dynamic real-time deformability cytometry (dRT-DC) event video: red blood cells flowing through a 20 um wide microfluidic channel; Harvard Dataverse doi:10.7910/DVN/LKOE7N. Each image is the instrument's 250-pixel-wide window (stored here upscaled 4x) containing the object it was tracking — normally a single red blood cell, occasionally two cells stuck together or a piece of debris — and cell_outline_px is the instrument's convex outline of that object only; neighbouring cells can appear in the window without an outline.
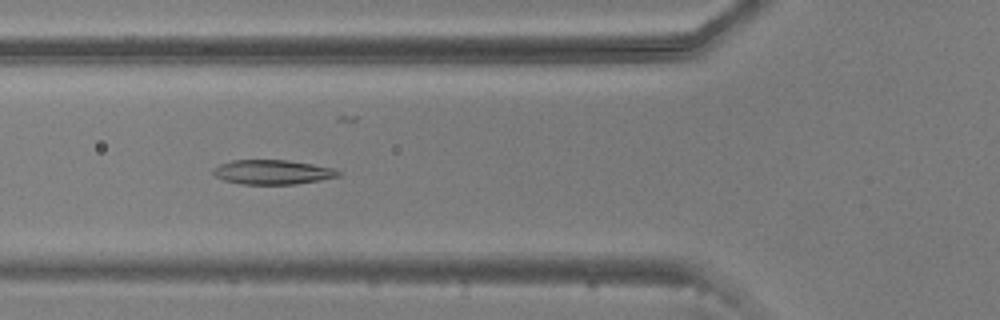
{"species": "common noctule bat (a hibernating species)", "species_latin": "Nyctalus noctula", "temperature_condition": "warm", "stored_images_in_passage": 12, "camera_frame_rate_fps": 3000, "um_per_image_px": 0.085, "animal": {"sex": "male", "body_mass_g": 20.5, "forearm_length_mm": 52.5}, "frame": {"image": 1, "passage_image": 5, "time_ms": 1.333, "image_size_px": [1000, 320], "cell_outline_px": [[340, 176], [320, 180], [296, 184], [240, 184], [224, 180], [216, 176], [212, 172], [220, 164], [232, 160], [288, 160], [312, 164], [332, 168], [340, 172]], "centroid_in_image_um": [23.17, 14.63], "position_along_channel_um": 102.6, "area_um2": 17.69}}
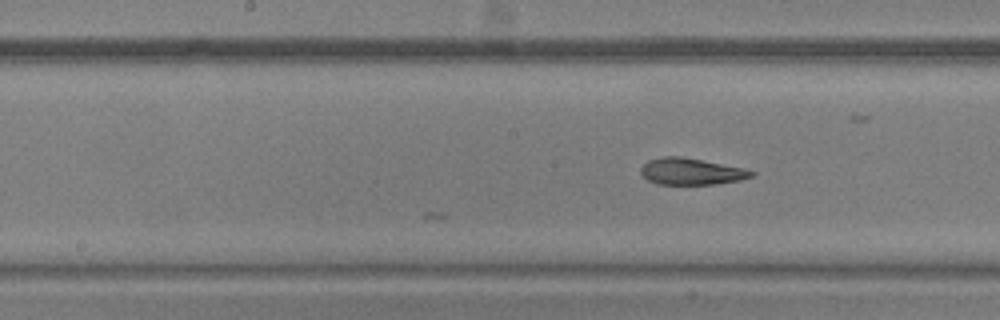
{"frame": {"image": 2, "passage_image": 12, "time_ms": 3.667, "image_size_px": [1000, 320], "cell_outline_px": [[756, 176], [740, 180], [716, 184], [656, 184], [648, 180], [640, 172], [640, 168], [648, 160], [664, 156], [680, 156], [744, 168], [756, 172]], "centroid_in_image_um": [58.77, 14.58], "position_along_channel_um": 189.4, "area_um2": 17.17}}